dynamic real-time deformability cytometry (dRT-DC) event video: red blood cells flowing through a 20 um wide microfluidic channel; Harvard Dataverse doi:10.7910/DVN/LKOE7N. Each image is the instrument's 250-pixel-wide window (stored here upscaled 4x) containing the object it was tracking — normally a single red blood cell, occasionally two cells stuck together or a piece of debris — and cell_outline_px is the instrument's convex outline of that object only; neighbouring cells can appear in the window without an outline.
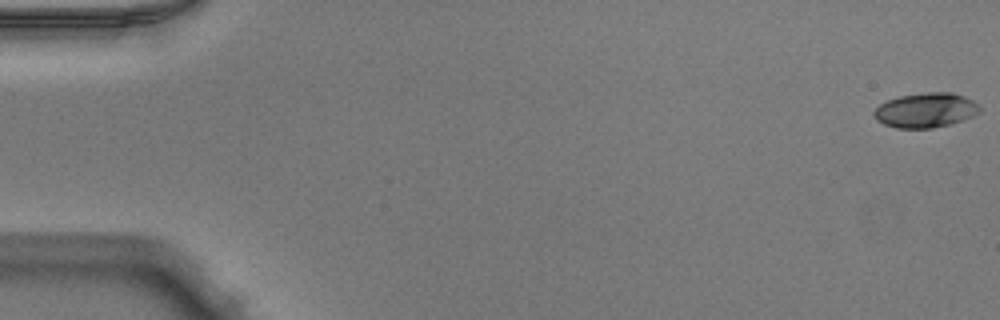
{"species": "Egyptian fruit bat (a non-hibernating species)", "species_latin": "Rousettus aegyptiacus", "temperature_condition": "warm", "stored_images_in_passage": 51, "camera_frame_rate_fps": 3000, "um_per_image_px": 0.085, "animal": {"sex": "male"}, "frame": {"image": 1, "passage_image": 1, "time_ms": 0.0, "image_size_px": [1000, 320], "cell_outline_px": [[980, 112], [964, 120], [932, 128], [896, 128], [884, 124], [876, 120], [872, 112], [880, 104], [888, 100], [900, 96], [924, 92], [952, 92], [964, 96], [972, 100], [980, 108]], "centroid_in_image_um": [78.67, 9.36], "position_along_channel_um": 6.3, "area_um2": 21.33}}
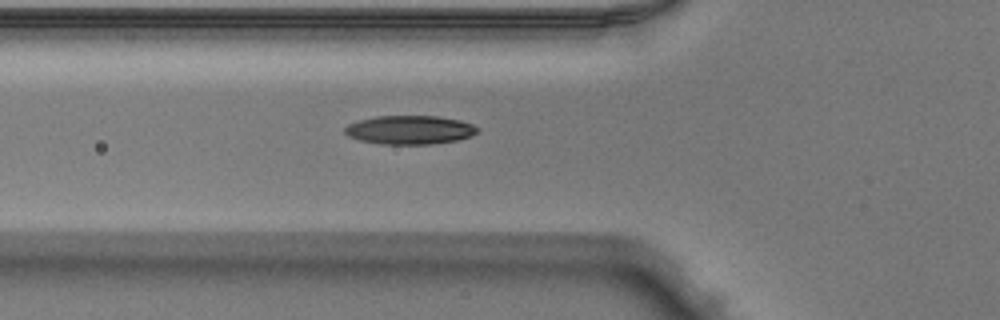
{"frame": {"image": 2, "passage_image": 19, "time_ms": 6.0, "image_size_px": [1000, 320], "cell_outline_px": [[480, 132], [472, 136], [456, 140], [432, 144], [380, 144], [360, 140], [348, 136], [344, 132], [344, 128], [348, 124], [360, 120], [376, 116], [436, 116], [460, 120], [472, 124], [480, 128]], "centroid_in_image_um": [34.86, 11.04], "position_along_channel_um": 90.9, "area_um2": 22.31}}
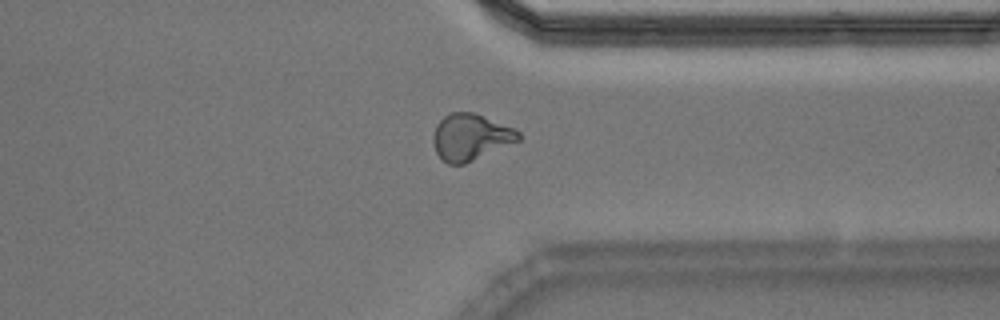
{"frame": {"image": 3, "passage_image": 40, "time_ms": 13.0, "image_size_px": [1000, 320], "cell_outline_px": [[520, 140], [464, 164], [448, 164], [436, 152], [432, 140], [432, 136], [436, 124], [444, 116], [452, 112], [472, 112], [484, 116], [512, 128], [520, 132]], "centroid_in_image_um": [39.97, 11.65], "position_along_channel_um": 371.4, "area_um2": 22.83}, "authors_computed_cell_mechanics": {"area_um2": 21.964, "velocity_mm_per_s": 4.0162, "shape_relaxation_time_tau1_ms": 6.7198, "shape_relaxation_time_tau2_ms": 2.7839, "deformation_change_tau1": 0.2019, "deformation_change_tau2": 0.0951}}